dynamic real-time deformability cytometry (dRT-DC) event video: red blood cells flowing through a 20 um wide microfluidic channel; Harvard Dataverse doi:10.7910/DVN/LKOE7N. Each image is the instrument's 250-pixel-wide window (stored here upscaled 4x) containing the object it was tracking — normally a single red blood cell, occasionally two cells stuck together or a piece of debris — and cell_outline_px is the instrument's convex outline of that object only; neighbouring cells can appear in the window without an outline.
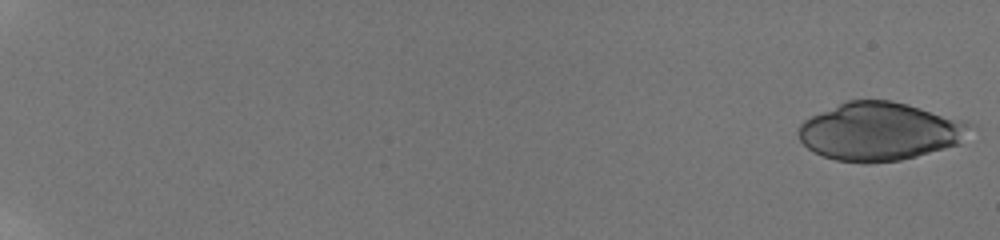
{"species": "human", "species_latin": "Homo sapiens", "temperature_condition": "room temperature", "stored_images_in_passage": 43, "camera_frame_rate_fps": 3000, "um_per_image_px": 0.085, "donor": {"sex": "male"}, "frame": {"image": 1, "passage_image": 1, "time_ms": 0.0, "image_size_px": [1000, 240], "cell_outline_px": [[980, 128], [960, 144], [916, 156], [900, 160], [868, 164], [864, 164], [836, 160], [812, 152], [800, 140], [796, 132], [800, 124], [804, 120], [844, 100], [892, 100], [908, 104], [968, 120], [976, 124]], "centroid_in_image_um": [74.88, 11.17], "position_along_channel_um": 10.1, "area_um2": 59.48}}